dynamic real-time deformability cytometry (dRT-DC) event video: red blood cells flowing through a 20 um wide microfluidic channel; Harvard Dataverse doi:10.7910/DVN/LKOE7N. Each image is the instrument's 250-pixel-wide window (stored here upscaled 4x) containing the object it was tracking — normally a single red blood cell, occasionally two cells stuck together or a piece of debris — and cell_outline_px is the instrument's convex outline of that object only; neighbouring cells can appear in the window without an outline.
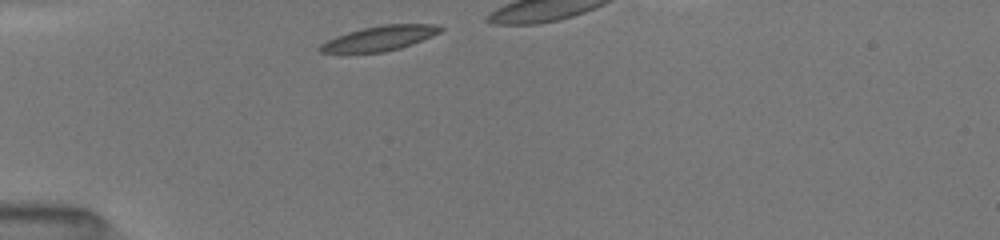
{"species": "common noctule bat (a hibernating species)", "species_latin": "Nyctalus noctula", "temperature_condition": "room temperature", "stored_images_in_passage": 16, "camera_frame_rate_fps": 3000, "um_per_image_px": 0.085, "animal": {"sex": "female", "body_mass_g": 19.5, "forearm_length_mm": 54.1}, "frame": {"image": 1, "passage_image": 1, "time_ms": 0.0, "image_size_px": [1000, 240], "cell_outline_px": [[444, 28], [440, 32], [432, 36], [412, 44], [400, 48], [384, 52], [320, 52], [316, 48], [320, 44], [336, 36], [348, 32], [380, 24], [436, 24]], "centroid_in_image_um": [32.28, 3.24], "position_along_channel_um": 52.7, "area_um2": 17.28}}
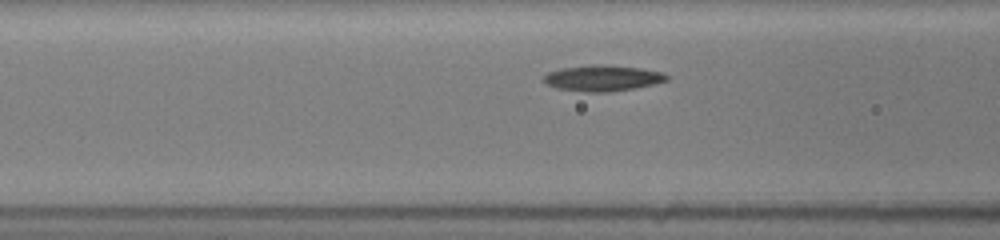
{"frame": {"image": 2, "passage_image": 9, "time_ms": 2.0, "image_size_px": [1000, 240], "cell_outline_px": [[668, 80], [636, 88], [608, 92], [588, 92], [556, 88], [540, 80], [548, 72], [560, 68], [592, 64], [596, 64], [640, 68], [664, 72], [668, 76]], "centroid_in_image_um": [51.19, 6.63], "position_along_channel_um": 115.4, "area_um2": 18.61}}
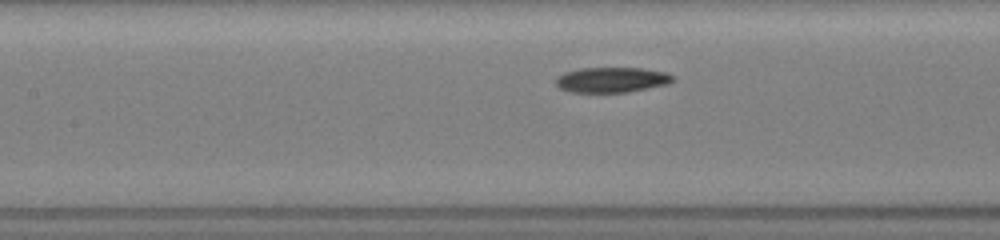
{"frame": {"image": 3, "passage_image": 13, "time_ms": 3.0, "image_size_px": [1000, 240], "cell_outline_px": [[676, 80], [668, 84], [628, 92], [568, 92], [560, 88], [556, 84], [556, 76], [564, 72], [580, 68], [640, 68], [668, 72]], "centroid_in_image_um": [52.0, 6.78], "position_along_channel_um": 155.4, "area_um2": 17.34}}